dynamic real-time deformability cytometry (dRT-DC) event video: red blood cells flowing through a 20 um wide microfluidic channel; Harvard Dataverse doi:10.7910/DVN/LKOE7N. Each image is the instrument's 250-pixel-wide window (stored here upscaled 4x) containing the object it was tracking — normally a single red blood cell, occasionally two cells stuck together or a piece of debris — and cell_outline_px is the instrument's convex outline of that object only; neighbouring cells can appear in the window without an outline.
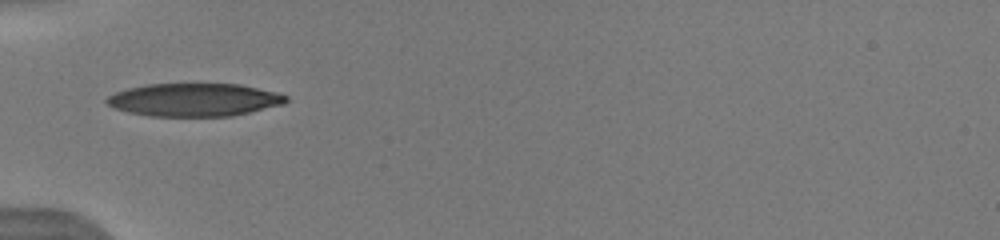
{"species": "human", "species_latin": "Homo sapiens", "temperature_condition": "warm", "stored_images_in_passage": 8, "camera_frame_rate_fps": 3000, "um_per_image_px": 0.085, "donor": {"sex": "male"}, "frame": {"image": 1, "passage_image": 1, "time_ms": 0.0, "image_size_px": [1000, 240], "cell_outline_px": [[288, 100], [284, 104], [232, 116], [148, 116], [128, 112], [112, 108], [104, 100], [108, 96], [116, 92], [128, 88], [144, 84], [240, 84], [280, 92], [288, 96]], "centroid_in_image_um": [16.52, 8.48], "position_along_channel_um": 68.5, "area_um2": 34.74}}